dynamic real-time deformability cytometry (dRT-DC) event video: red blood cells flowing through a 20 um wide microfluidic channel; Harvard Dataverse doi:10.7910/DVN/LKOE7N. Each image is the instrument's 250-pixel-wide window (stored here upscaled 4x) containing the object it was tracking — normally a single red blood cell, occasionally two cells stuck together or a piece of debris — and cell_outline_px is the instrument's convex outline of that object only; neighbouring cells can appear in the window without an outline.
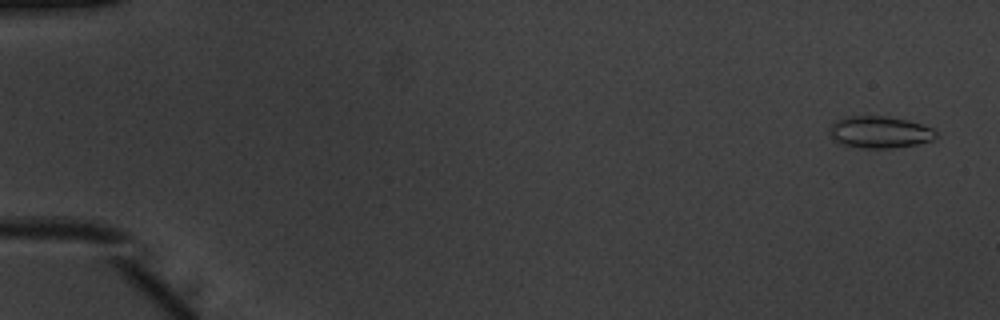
{"species": "common noctule bat (a hibernating species)", "species_latin": "Nyctalus noctula", "temperature_condition": "warm", "stored_images_in_passage": 53, "camera_frame_rate_fps": 3000, "um_per_image_px": 0.085, "animal": {"sex": "male", "body_mass_g": 20.1, "forearm_length_mm": 53.5}, "frame": {"image": 1, "passage_image": 3, "time_ms": 0.667, "image_size_px": [1000, 320], "cell_outline_px": [[936, 136], [932, 140], [916, 144], [892, 148], [860, 148], [844, 144], [832, 140], [828, 132], [828, 128], [836, 120], [844, 116], [888, 116], [908, 120], [932, 128], [936, 132]], "centroid_in_image_um": [74.72, 11.22], "position_along_channel_um": 10.3, "area_um2": 19.88}}
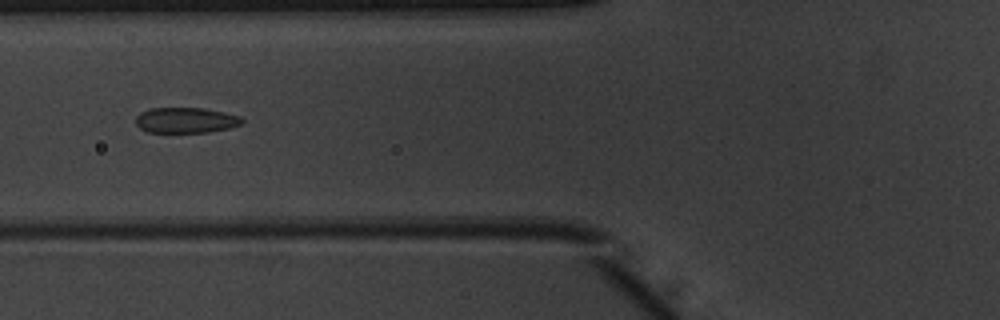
{"frame": {"image": 2, "passage_image": 22, "time_ms": 7.0, "image_size_px": [1000, 320], "cell_outline_px": [[244, 120], [240, 124], [228, 128], [208, 132], [148, 132], [140, 128], [136, 124], [136, 116], [140, 112], [148, 108], [204, 108], [224, 112], [240, 116]], "centroid_in_image_um": [15.77, 10.21], "position_along_channel_um": 110.0, "area_um2": 15.78}}
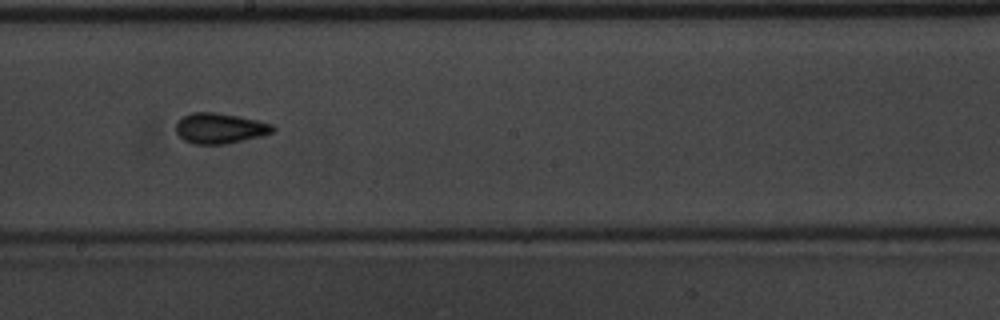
{"frame": {"image": 3, "passage_image": 31, "time_ms": 10.0, "image_size_px": [1000, 320], "cell_outline_px": [[276, 128], [272, 132], [260, 136], [224, 144], [192, 144], [184, 140], [176, 132], [176, 124], [184, 116], [192, 112], [216, 112], [256, 120], [272, 124]], "centroid_in_image_um": [18.67, 10.9], "position_along_channel_um": 229.5, "area_um2": 16.94}, "authors_computed_cell_mechanics": {"area_um2": 16.7042, "velocity_mm_per_s": 3.9706, "shape_relaxation_time_tau1_ms": 3.9553, "shape_relaxation_time_tau2_ms": 1.4307, "deformation_change_tau1": 0.1168, "deformation_change_tau2": 0.0699}}